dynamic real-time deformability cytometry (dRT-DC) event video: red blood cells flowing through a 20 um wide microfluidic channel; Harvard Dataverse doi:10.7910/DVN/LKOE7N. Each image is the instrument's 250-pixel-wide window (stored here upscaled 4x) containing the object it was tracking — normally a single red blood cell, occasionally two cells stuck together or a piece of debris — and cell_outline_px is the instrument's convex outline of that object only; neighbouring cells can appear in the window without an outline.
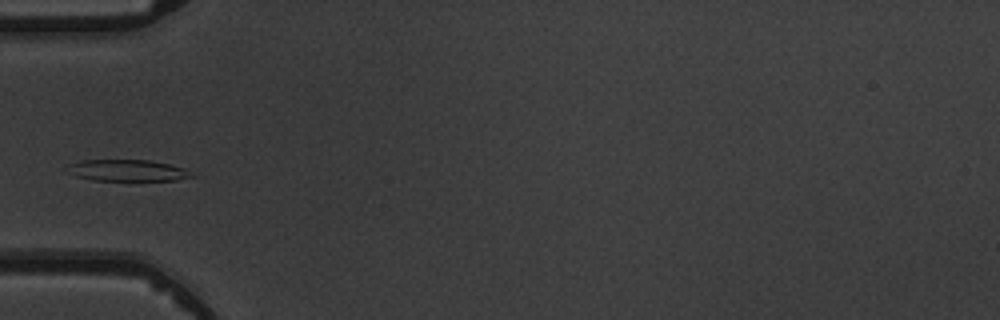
{"species": "common noctule bat (a hibernating species)", "species_latin": "Nyctalus noctula", "temperature_condition": "warm", "stored_images_in_passage": 3, "camera_frame_rate_fps": 3000, "um_per_image_px": 0.085, "animal": {"sex": "male", "body_mass_g": 19.5, "forearm_length_mm": 54.6}, "frame": {"image": 1, "passage_image": 2, "time_ms": 1.0, "image_size_px": [1000, 320], "cell_outline_px": [[196, 176], [176, 180], [92, 180], [76, 176], [64, 172], [68, 164], [80, 160], [148, 160], [168, 164], [184, 168]], "centroid_in_image_um": [10.76, 14.48], "position_along_channel_um": 74.2, "area_um2": 15.61}}